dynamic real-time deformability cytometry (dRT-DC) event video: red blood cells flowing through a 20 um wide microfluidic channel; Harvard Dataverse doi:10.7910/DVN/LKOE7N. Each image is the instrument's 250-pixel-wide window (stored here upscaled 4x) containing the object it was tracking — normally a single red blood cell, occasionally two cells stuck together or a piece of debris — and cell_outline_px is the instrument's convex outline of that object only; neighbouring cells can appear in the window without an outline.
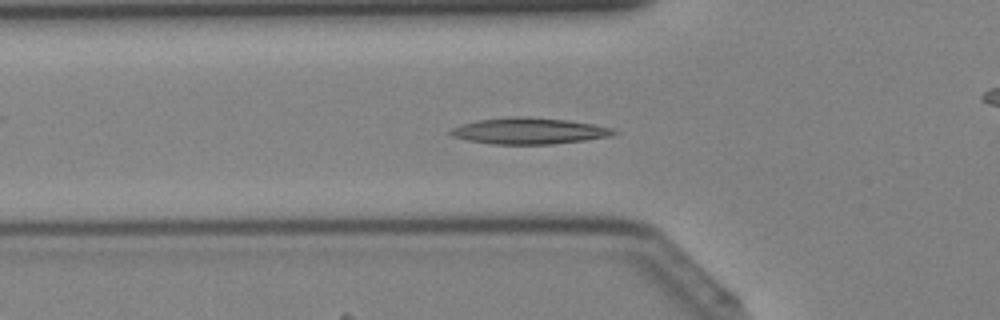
{"species": "Egyptian fruit bat (a non-hibernating species)", "species_latin": "Rousettus aegyptiacus", "temperature_condition": "cold", "stored_images_in_passage": 39, "camera_frame_rate_fps": 3000, "um_per_image_px": 0.085, "animal": {"sex": "female"}, "frame": {"image": 1, "passage_image": 10, "time_ms": 3.0, "image_size_px": [1000, 320], "cell_outline_px": [[620, 132], [612, 136], [584, 140], [552, 144], [492, 144], [468, 140], [452, 136], [448, 132], [452, 128], [476, 120], [508, 116], [528, 116], [568, 120], [592, 124], [612, 128]], "centroid_in_image_um": [44.98, 11.12], "position_along_channel_um": 80.8, "area_um2": 25.09}}
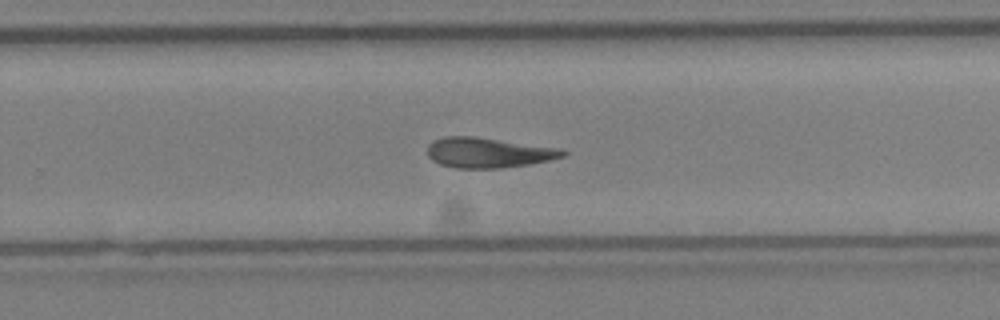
{"frame": {"image": 2, "passage_image": 23, "time_ms": 7.333, "image_size_px": [1000, 320], "cell_outline_px": [[568, 152], [564, 156], [532, 164], [500, 168], [456, 168], [440, 164], [432, 160], [428, 156], [428, 144], [432, 140], [444, 136], [472, 136], [564, 148]], "centroid_in_image_um": [41.52, 12.97], "position_along_channel_um": 288.3, "area_um2": 24.04}}
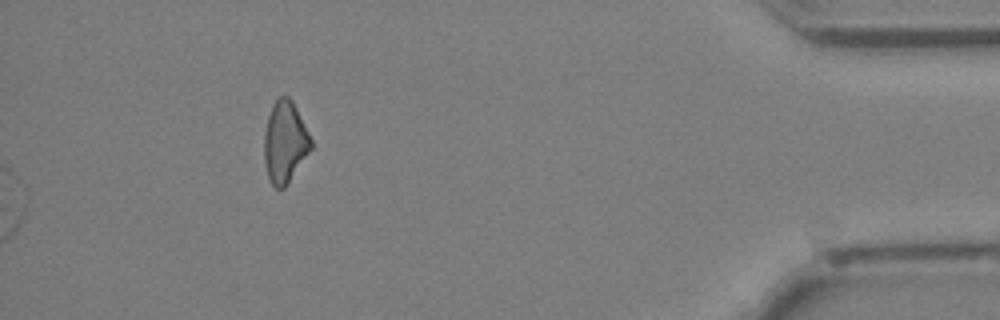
{"frame": {"image": 3, "passage_image": 39, "time_ms": 12.667, "image_size_px": [1000, 320], "cell_outline_px": [[312, 148], [284, 188], [276, 188], [272, 184], [268, 176], [264, 164], [264, 132], [268, 116], [272, 104], [280, 96], [288, 96], [292, 100], [312, 140]], "centroid_in_image_um": [24.2, 12.06], "position_along_channel_um": 411.0, "area_um2": 22.08}}